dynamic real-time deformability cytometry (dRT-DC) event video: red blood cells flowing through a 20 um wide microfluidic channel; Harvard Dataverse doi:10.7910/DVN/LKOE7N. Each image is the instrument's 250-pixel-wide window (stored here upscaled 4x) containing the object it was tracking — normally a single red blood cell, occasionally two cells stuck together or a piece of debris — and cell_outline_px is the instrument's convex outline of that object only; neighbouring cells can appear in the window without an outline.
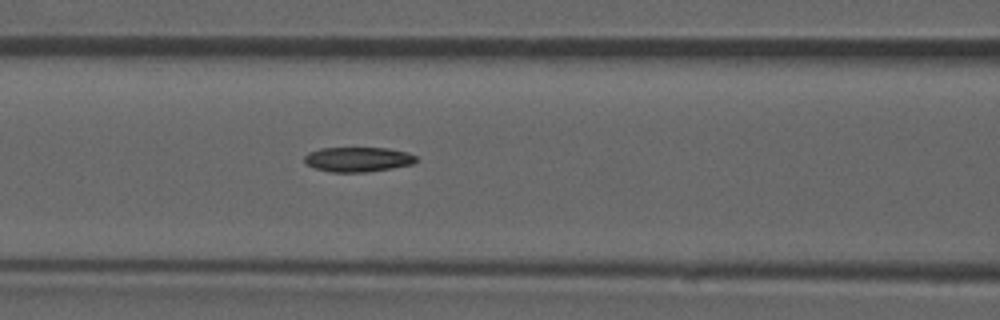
{"species": "common noctule bat (a hibernating species)", "species_latin": "Nyctalus noctula", "temperature_condition": "room temperature", "stored_images_in_passage": 43, "camera_frame_rate_fps": 3000, "um_per_image_px": 0.085, "animal": {"sex": "male", "forearm_length_mm": 52.5}, "frame": {"image": 1, "passage_image": 13, "time_ms": 4.0, "image_size_px": [1000, 320], "cell_outline_px": [[416, 160], [412, 164], [392, 168], [368, 172], [332, 172], [312, 168], [304, 164], [304, 156], [308, 152], [320, 148], [388, 148], [408, 152], [416, 156]], "centroid_in_image_um": [30.37, 13.55], "position_along_channel_um": 136.2, "area_um2": 16.3}, "authors_computed_cell_mechanics": {"area_um2": 16.2996, "velocity_mm_per_s": 3.9373, "shape_relaxation_time_tau1_ms": 5.9863, "shape_relaxation_time_tau2_ms": 10.4096, "deformation_change_tau1": 0.1477, "deformation_change_tau2": 0.1951}}